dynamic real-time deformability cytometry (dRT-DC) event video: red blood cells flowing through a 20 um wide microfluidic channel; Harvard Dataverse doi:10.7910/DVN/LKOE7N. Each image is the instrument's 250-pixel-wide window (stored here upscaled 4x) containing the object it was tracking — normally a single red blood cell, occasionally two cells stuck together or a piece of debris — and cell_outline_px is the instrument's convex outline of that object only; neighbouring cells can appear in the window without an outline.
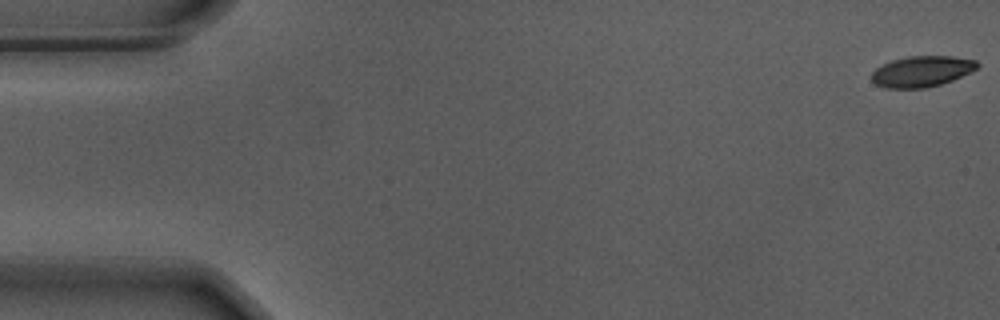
{"species": "Egyptian fruit bat (a non-hibernating species)", "species_latin": "Rousettus aegyptiacus", "temperature_condition": "warm", "stored_images_in_passage": 7, "camera_frame_rate_fps": 3000, "um_per_image_px": 0.085, "animal": {"sex": "male"}, "frame": {"image": 1, "passage_image": 1, "time_ms": 0.0, "image_size_px": [1000, 320], "cell_outline_px": [[980, 64], [976, 68], [952, 80], [940, 84], [924, 88], [884, 88], [876, 84], [872, 80], [872, 72], [876, 68], [892, 60], [908, 56], [952, 56], [976, 60]], "centroid_in_image_um": [78.33, 6.06], "position_along_channel_um": 6.7, "area_um2": 18.79}}